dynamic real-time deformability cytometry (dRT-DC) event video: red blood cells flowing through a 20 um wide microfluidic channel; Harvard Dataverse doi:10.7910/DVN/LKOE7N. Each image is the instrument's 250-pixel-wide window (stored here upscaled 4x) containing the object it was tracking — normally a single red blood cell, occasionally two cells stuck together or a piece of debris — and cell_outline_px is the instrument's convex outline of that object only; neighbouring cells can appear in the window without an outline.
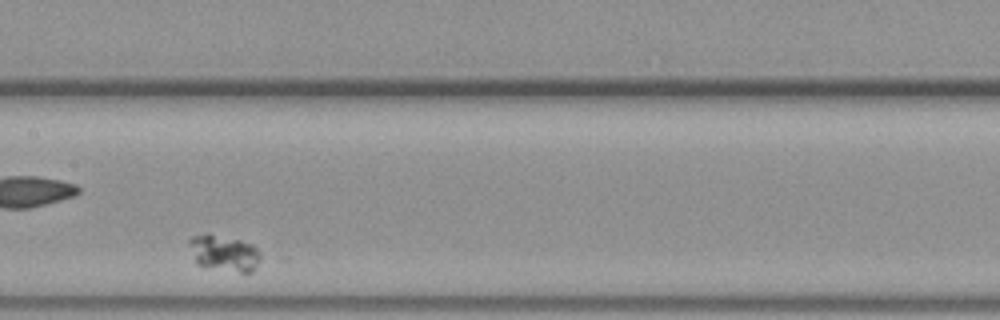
{"species": "common noctule bat (a hibernating species)", "species_latin": "Nyctalus noctula", "temperature_condition": "warm", "stored_images_in_passage": 38, "camera_frame_rate_fps": 3000, "um_per_image_px": 0.085, "animal": {"sex": "female", "body_mass_g": 19.3, "forearm_length_mm": 54.1}, "frame": {"image": 1, "passage_image": 15, "time_ms": 4.667, "image_size_px": [1000, 320], "cell_outline_px": [[260, 256], [252, 272], [240, 272], [196, 264], [188, 244], [188, 240], [192, 236], [208, 232], [240, 240], [252, 244], [260, 252]], "centroid_in_image_um": [19.0, 21.46], "position_along_channel_um": 188.4, "area_um2": 14.91}}
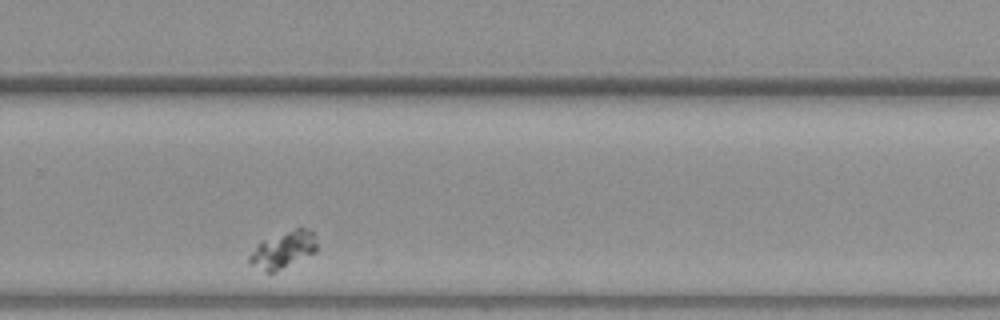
{"frame": {"image": 2, "passage_image": 26, "time_ms": 8.333, "image_size_px": [1000, 320], "cell_outline_px": [[316, 252], [272, 272], [268, 272], [248, 264], [248, 256], [256, 244], [260, 240], [296, 228], [308, 228], [312, 232], [316, 244]], "centroid_in_image_um": [24.01, 21.21], "position_along_channel_um": 305.8, "area_um2": 14.28}}
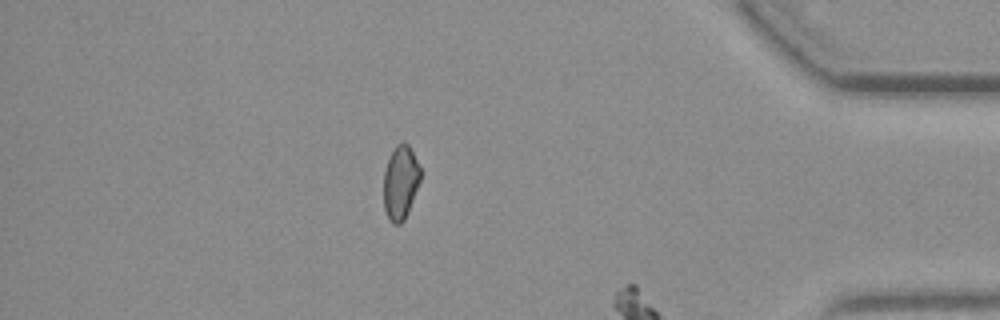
{"frame": {"image": 3, "passage_image": 34, "time_ms": 11.0, "image_size_px": [1000, 320], "cell_outline_px": [[420, 180], [408, 212], [404, 220], [400, 224], [392, 224], [384, 208], [384, 172], [388, 160], [396, 144], [404, 140], [408, 144], [420, 168]], "centroid_in_image_um": [34.04, 15.5], "position_along_channel_um": 401.2, "area_um2": 15.66}}